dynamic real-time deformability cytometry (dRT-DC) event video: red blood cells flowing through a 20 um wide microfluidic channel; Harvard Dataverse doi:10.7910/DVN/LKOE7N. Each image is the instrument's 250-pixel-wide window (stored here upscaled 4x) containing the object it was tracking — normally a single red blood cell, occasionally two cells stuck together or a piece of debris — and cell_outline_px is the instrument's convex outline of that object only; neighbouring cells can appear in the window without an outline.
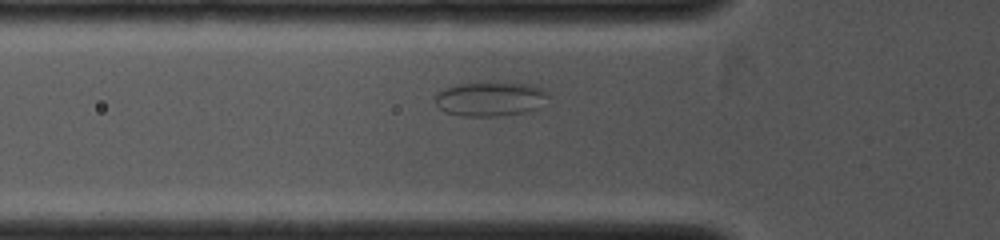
{"species": "common noctule bat (a hibernating species)", "species_latin": "Nyctalus noctula", "temperature_condition": "cold", "stored_images_in_passage": 9, "camera_frame_rate_fps": 4000, "um_per_image_px": 0.085, "animal": {"sex": "female", "body_mass_g": 19.0, "forearm_length_mm": 53.3}, "frame": {"image": 1, "passage_image": 2, "time_ms": 0.5, "image_size_px": [1000, 240], "cell_outline_px": [[548, 96], [532, 108], [524, 112], [496, 116], [464, 116], [444, 112], [436, 104], [436, 96], [444, 88], [456, 84], [492, 80], [528, 84], [540, 88], [548, 92]], "centroid_in_image_um": [41.6, 8.36], "position_along_channel_um": 84.2, "area_um2": 22.66}}
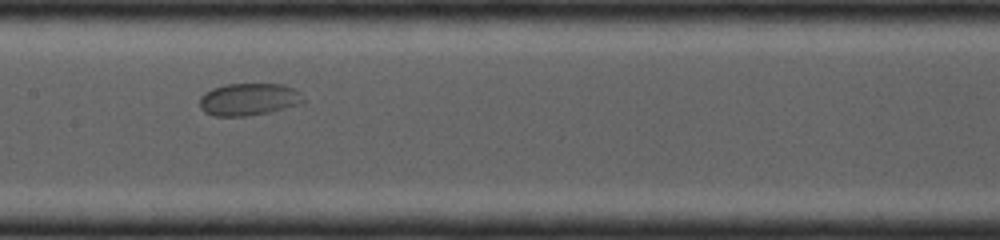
{"frame": {"image": 2, "passage_image": 6, "time_ms": 2.5, "image_size_px": [1000, 240], "cell_outline_px": [[304, 104], [268, 112], [248, 116], [212, 116], [204, 112], [200, 108], [200, 96], [204, 92], [212, 88], [224, 84], [284, 84], [300, 92], [304, 100]], "centroid_in_image_um": [21.13, 8.45], "position_along_channel_um": 186.3, "area_um2": 19.77}}
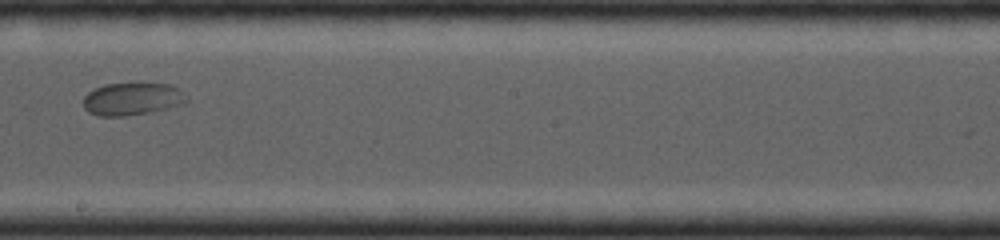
{"frame": {"image": 3, "passage_image": 8, "time_ms": 3.5, "image_size_px": [1000, 240], "cell_outline_px": [[188, 100], [184, 104], [148, 112], [124, 116], [96, 116], [88, 112], [84, 108], [84, 96], [88, 92], [104, 84], [136, 80], [172, 84]], "centroid_in_image_um": [11.21, 8.35], "position_along_channel_um": 237.0, "area_um2": 20.23}}